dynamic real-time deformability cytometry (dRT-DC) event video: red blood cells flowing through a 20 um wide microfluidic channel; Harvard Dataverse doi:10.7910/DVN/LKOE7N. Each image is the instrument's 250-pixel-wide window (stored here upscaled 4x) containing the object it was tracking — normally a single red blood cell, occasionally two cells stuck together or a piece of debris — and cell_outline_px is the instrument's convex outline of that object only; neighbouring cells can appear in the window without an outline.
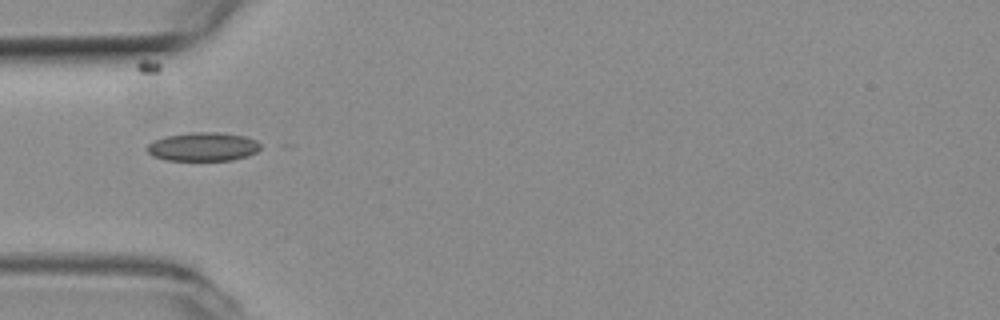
{"species": "common noctule bat (a hibernating species)", "species_latin": "Nyctalus noctula", "temperature_condition": "room temperature", "stored_images_in_passage": 21, "camera_frame_rate_fps": 3000, "um_per_image_px": 0.085, "animal": {"sex": "female", "body_mass_g": 19.3, "forearm_length_mm": 54.1}, "frame": {"image": 1, "passage_image": 1, "time_ms": 0.0, "image_size_px": [1000, 320], "cell_outline_px": [[260, 148], [256, 152], [248, 156], [232, 160], [164, 160], [152, 156], [144, 148], [152, 140], [164, 136], [192, 132], [224, 132], [244, 136], [256, 140], [260, 144]], "centroid_in_image_um": [17.22, 12.46], "position_along_channel_um": 67.8, "area_um2": 19.25}}
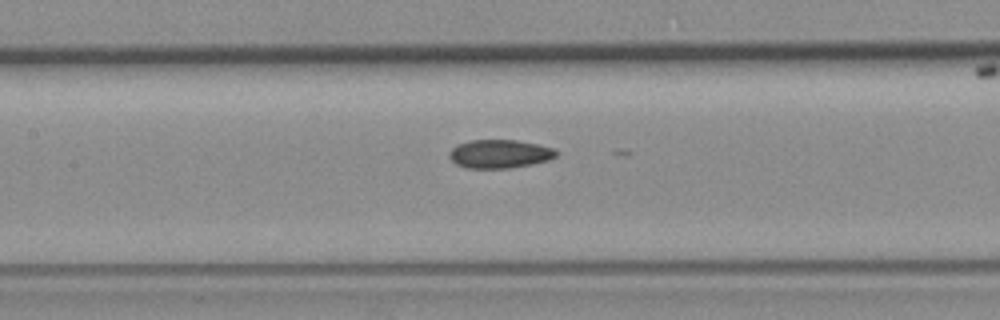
{"frame": {"image": 2, "passage_image": 9, "time_ms": 2.667, "image_size_px": [1000, 320], "cell_outline_px": [[560, 152], [556, 156], [548, 160], [532, 164], [512, 168], [464, 168], [456, 164], [448, 156], [448, 152], [456, 144], [468, 140], [516, 140], [536, 144], [552, 148]], "centroid_in_image_um": [42.43, 13.08], "position_along_channel_um": 165.0, "area_um2": 17.92}}
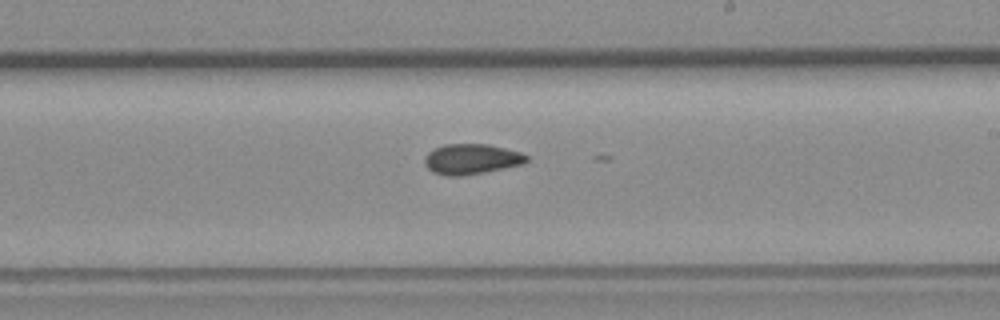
{"frame": {"image": 3, "passage_image": 16, "time_ms": 5.0, "image_size_px": [1000, 320], "cell_outline_px": [[528, 160], [524, 164], [484, 172], [460, 176], [448, 176], [432, 172], [424, 164], [424, 156], [432, 148], [444, 144], [488, 144], [520, 152], [528, 156]], "centroid_in_image_um": [40.04, 13.52], "position_along_channel_um": 249.0, "area_um2": 18.15}}